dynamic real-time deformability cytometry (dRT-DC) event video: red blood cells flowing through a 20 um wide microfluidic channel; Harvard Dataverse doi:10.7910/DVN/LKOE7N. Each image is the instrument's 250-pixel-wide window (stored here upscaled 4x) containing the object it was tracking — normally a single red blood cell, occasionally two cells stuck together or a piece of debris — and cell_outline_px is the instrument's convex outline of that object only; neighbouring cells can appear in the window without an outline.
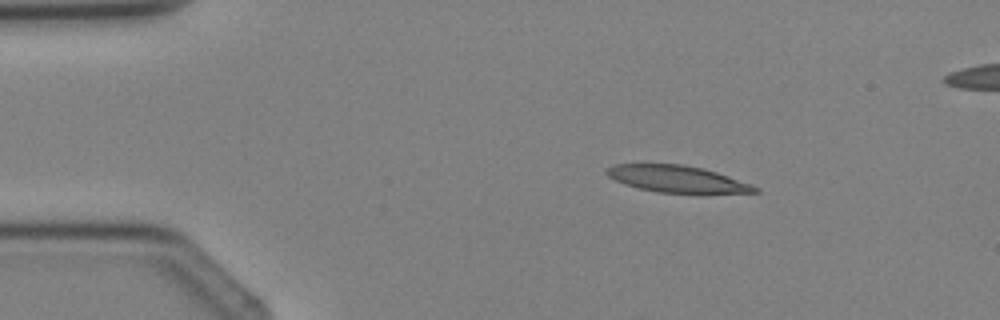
{"species": "Egyptian fruit bat (a non-hibernating species)", "species_latin": "Rousettus aegyptiacus", "temperature_condition": "cold", "stored_images_in_passage": 4, "segment_of_instrument_passage": [1, 2], "camera_frame_rate_fps": 3000, "um_per_image_px": 0.085, "animal": {"sex": "female"}, "frame": {"image": 1, "passage_image": 2, "time_ms": 1.333, "image_size_px": [1000, 320], "cell_outline_px": [[760, 192], [656, 192], [624, 184], [608, 176], [604, 172], [612, 164], [684, 164], [704, 168], [752, 184], [760, 188]], "centroid_in_image_um": [57.53, 15.19], "position_along_channel_um": 27.5, "area_um2": 22.77}}